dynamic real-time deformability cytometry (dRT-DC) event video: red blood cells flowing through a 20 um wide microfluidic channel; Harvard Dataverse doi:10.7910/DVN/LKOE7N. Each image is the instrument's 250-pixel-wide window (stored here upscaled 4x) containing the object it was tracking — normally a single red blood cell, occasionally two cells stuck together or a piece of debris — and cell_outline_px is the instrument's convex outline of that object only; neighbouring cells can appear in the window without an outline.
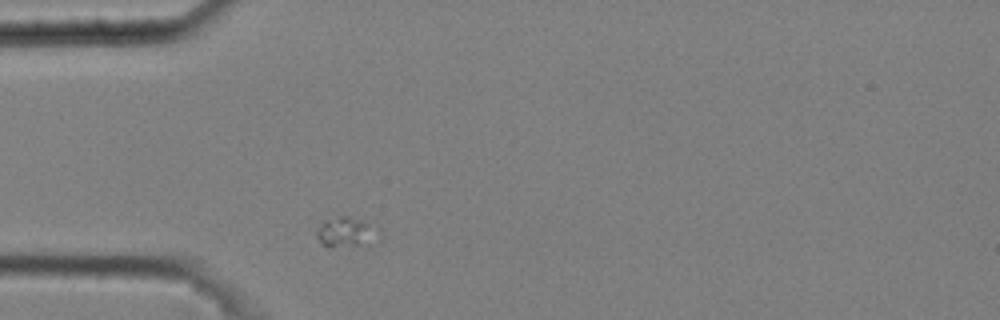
{"species": "common noctule bat (a hibernating species)", "species_latin": "Nyctalus noctula", "temperature_condition": "cold", "stored_images_in_passage": 1, "camera_frame_rate_fps": 3000, "um_per_image_px": 0.085, "animal": {"sex": "male", "body_mass_g": 20.4}, "frame": {"image": 1, "passage_image": 1, "time_ms": 0.0, "image_size_px": [1000, 320], "cell_outline_px": [[380, 244], [320, 244], [316, 236], [316, 232], [324, 220], [336, 216], [348, 216], [368, 220], [380, 228]], "centroid_in_image_um": [29.59, 19.67], "position_along_channel_um": 55.4, "area_um2": 11.1}}